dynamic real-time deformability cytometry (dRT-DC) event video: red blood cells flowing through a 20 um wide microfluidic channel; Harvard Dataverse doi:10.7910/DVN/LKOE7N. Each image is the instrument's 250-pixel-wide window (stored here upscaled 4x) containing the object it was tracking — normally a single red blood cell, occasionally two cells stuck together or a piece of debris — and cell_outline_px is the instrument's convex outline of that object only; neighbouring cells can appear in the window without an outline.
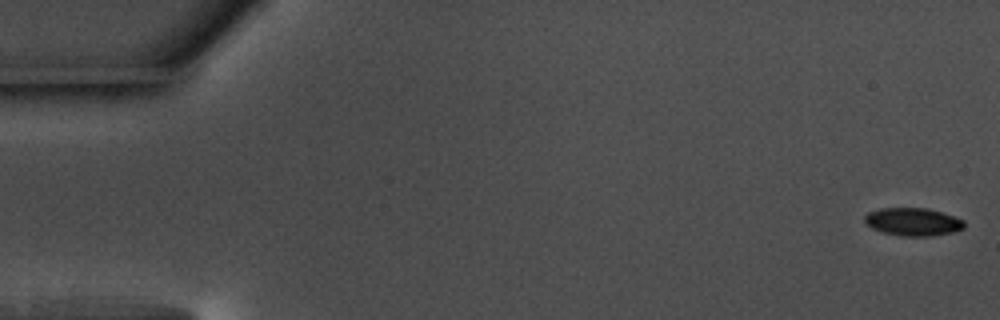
{"species": "common noctule bat (a hibernating species)", "species_latin": "Nyctalus noctula", "temperature_condition": "warm", "stored_images_in_passage": 11, "camera_frame_rate_fps": 3000, "um_per_image_px": 0.085, "animal": {"sex": "male", "body_mass_g": 17.5, "forearm_length_mm": 52.3}, "frame": {"image": 1, "passage_image": 1, "time_ms": 0.0, "image_size_px": [1000, 320], "cell_outline_px": [[964, 228], [952, 232], [928, 236], [900, 236], [884, 232], [872, 228], [864, 220], [864, 216], [868, 212], [880, 208], [928, 208], [964, 220]], "centroid_in_image_um": [77.58, 18.85], "position_along_channel_um": 7.4, "area_um2": 16.01}}